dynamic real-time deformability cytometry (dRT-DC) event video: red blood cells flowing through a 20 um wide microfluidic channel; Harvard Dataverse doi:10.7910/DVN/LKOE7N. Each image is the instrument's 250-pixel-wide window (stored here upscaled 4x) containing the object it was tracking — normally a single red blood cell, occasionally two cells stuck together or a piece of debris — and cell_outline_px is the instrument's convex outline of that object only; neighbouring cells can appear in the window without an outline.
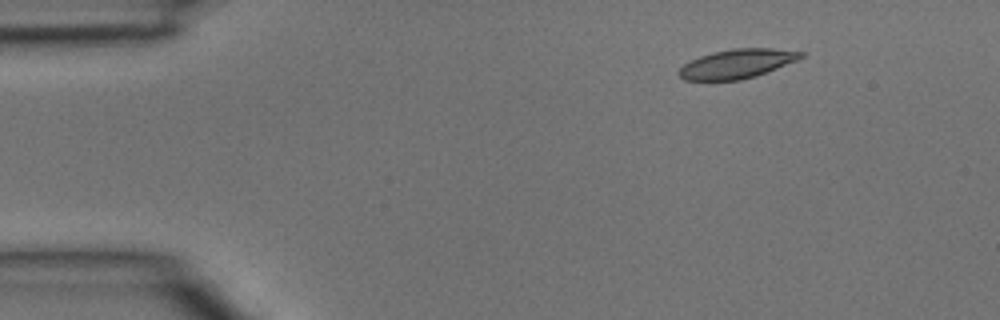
{"species": "common noctule bat (a hibernating species)", "species_latin": "Nyctalus noctula", "temperature_condition": "room temperature", "stored_images_in_passage": 5, "camera_frame_rate_fps": 3000, "um_per_image_px": 0.085, "animal": {"sex": "male", "body_mass_g": 15.6}, "frame": {"image": 1, "passage_image": 2, "time_ms": 0.333, "image_size_px": [1000, 320], "cell_outline_px": [[804, 56], [796, 60], [756, 76], [740, 80], [684, 80], [676, 72], [684, 64], [700, 56], [712, 52], [732, 48], [772, 48], [804, 52]], "centroid_in_image_um": [62.62, 5.41], "position_along_channel_um": 22.4, "area_um2": 20.58}}
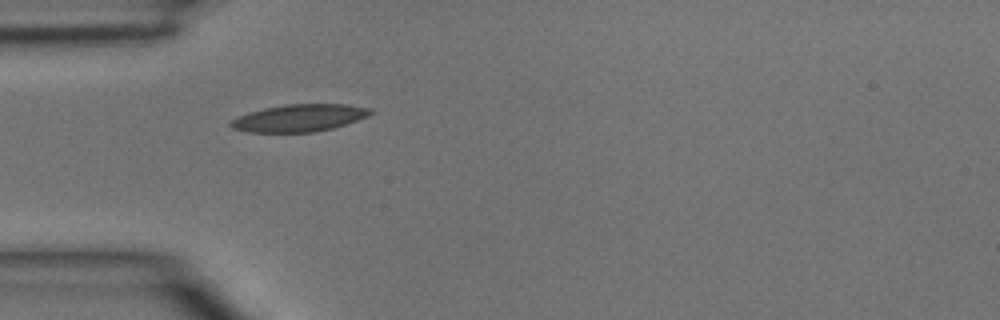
{"frame": {"image": 2, "passage_image": 4, "time_ms": 1.0, "image_size_px": [1000, 320], "cell_outline_px": [[376, 112], [368, 116], [332, 128], [312, 132], [248, 132], [232, 128], [228, 124], [236, 116], [248, 112], [264, 108], [284, 104], [348, 104], [372, 108]], "centroid_in_image_um": [25.44, 10.01], "position_along_channel_um": 59.6, "area_um2": 22.31}}